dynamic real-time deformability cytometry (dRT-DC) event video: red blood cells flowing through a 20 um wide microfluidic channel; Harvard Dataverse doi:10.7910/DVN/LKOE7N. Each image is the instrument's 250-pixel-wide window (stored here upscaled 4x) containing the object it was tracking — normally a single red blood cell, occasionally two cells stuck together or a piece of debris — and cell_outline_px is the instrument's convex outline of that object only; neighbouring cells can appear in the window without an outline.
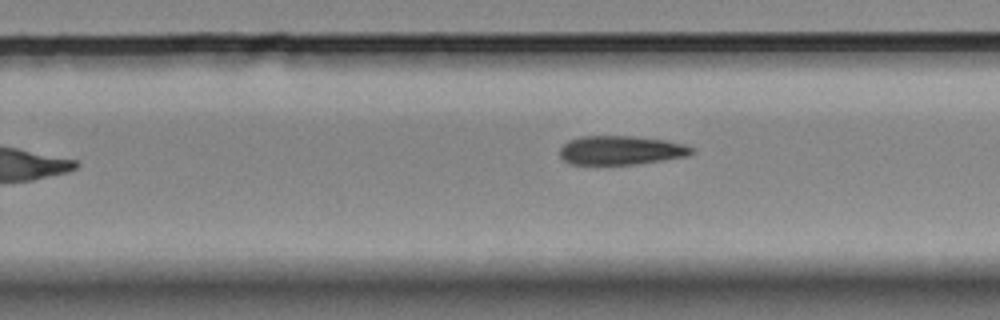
{"species": "Egyptian fruit bat (a non-hibernating species)", "species_latin": "Rousettus aegyptiacus", "temperature_condition": "room temperature", "stored_images_in_passage": 8, "camera_frame_rate_fps": 3000, "um_per_image_px": 0.085, "animal": {"sex": "female"}, "frame": {"image": 1, "passage_image": 8, "time_ms": 2.333, "image_size_px": [1000, 320], "cell_outline_px": [[692, 152], [688, 156], [636, 164], [568, 164], [560, 156], [560, 148], [568, 140], [580, 136], [632, 136], [664, 140], [684, 144], [692, 148]], "centroid_in_image_um": [52.73, 12.77], "position_along_channel_um": 277.1, "area_um2": 22.14}}